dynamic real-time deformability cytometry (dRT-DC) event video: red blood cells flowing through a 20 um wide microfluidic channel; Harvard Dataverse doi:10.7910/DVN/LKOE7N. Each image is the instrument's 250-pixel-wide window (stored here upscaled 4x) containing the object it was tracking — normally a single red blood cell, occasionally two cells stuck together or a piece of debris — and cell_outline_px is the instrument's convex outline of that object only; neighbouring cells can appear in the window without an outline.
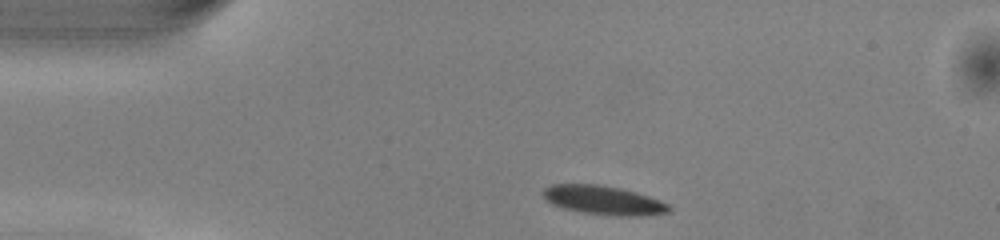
{"species": "common noctule bat (a hibernating species)", "species_latin": "Nyctalus noctula", "temperature_condition": "warm", "stored_images_in_passage": 41, "camera_frame_rate_fps": 3000, "um_per_image_px": 0.085, "animal": {"sex": "male", "body_mass_g": 13.0, "forearm_length_mm": 53.1}, "frame": {"image": 1, "passage_image": 1, "time_ms": 0.0, "image_size_px": [1000, 240], "cell_outline_px": [[672, 208], [668, 212], [640, 216], [616, 216], [580, 212], [564, 208], [552, 204], [540, 192], [544, 188], [552, 184], [596, 184], [620, 188], [636, 192], [660, 200], [668, 204]], "centroid_in_image_um": [51.29, 17.02], "position_along_channel_um": 33.7, "area_um2": 21.21}}
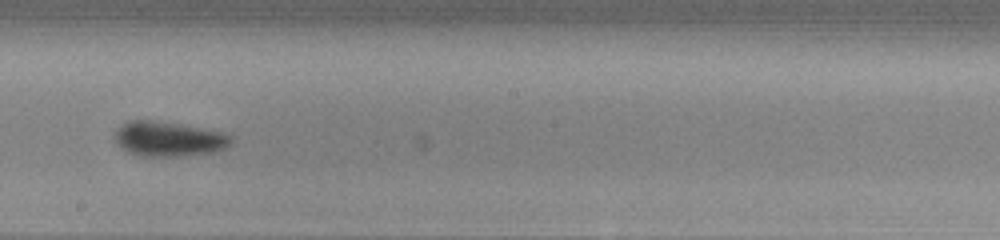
{"frame": {"image": 2, "passage_image": 19, "time_ms": 6.0, "image_size_px": [1000, 240], "cell_outline_px": [[232, 144], [224, 148], [212, 152], [180, 156], [140, 156], [128, 152], [112, 140], [112, 136], [124, 124], [132, 120], [152, 120], [180, 124], [224, 132], [232, 136]], "centroid_in_image_um": [14.34, 11.81], "position_along_channel_um": 233.9, "area_um2": 23.58}}
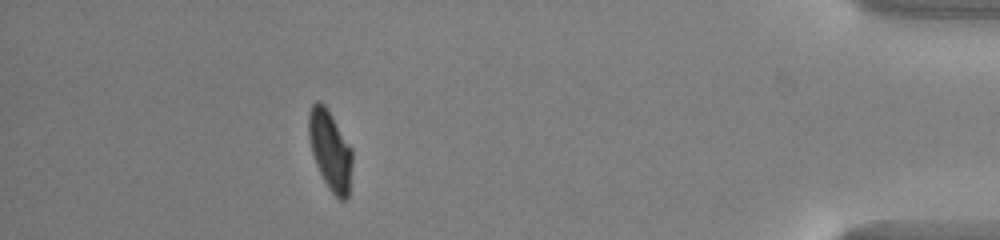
{"frame": {"image": 3, "passage_image": 36, "time_ms": 11.667, "image_size_px": [1000, 240], "cell_outline_px": [[352, 164], [348, 196], [344, 200], [340, 200], [328, 188], [316, 164], [312, 152], [308, 136], [308, 112], [312, 104], [316, 100], [320, 100], [328, 108], [352, 148]], "centroid_in_image_um": [28.06, 12.71], "position_along_channel_um": 407.1, "area_um2": 20.35}, "authors_computed_cell_mechanics": {"area_um2": 22.1374, "velocity_mm_per_s": 4.0411, "shape_relaxation_time_tau1_ms": 1.7986, "shape_relaxation_time_tau2_ms": 1.9041, "deformation_change_tau1": 0.1428, "deformation_change_tau2": 0.0548}}